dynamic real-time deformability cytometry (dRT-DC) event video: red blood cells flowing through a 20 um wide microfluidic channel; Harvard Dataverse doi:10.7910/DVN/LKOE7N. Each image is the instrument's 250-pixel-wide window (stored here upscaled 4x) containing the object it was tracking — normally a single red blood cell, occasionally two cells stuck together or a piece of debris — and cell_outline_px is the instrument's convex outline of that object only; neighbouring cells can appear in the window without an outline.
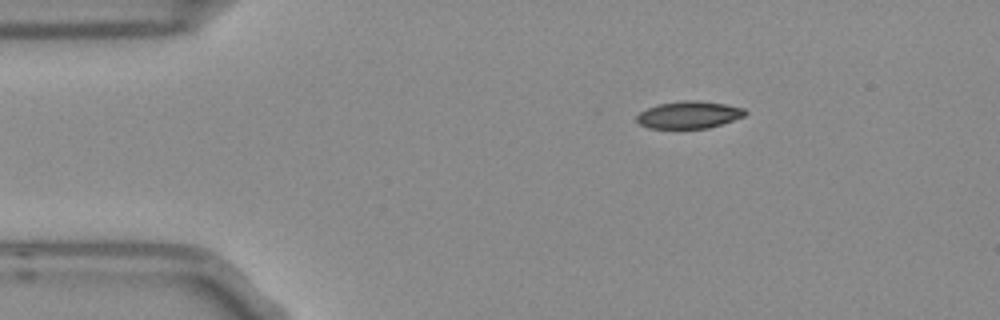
{"species": "Egyptian fruit bat (a non-hibernating species)", "species_latin": "Rousettus aegyptiacus", "temperature_condition": "room temperature", "stored_images_in_passage": 3, "segment_of_instrument_passage": [1, 2], "camera_frame_rate_fps": 3000, "um_per_image_px": 0.085, "frame": {"image": 1, "passage_image": 1, "time_ms": 0.0, "image_size_px": [1000, 320], "cell_outline_px": [[748, 112], [744, 116], [708, 128], [648, 128], [640, 124], [636, 120], [636, 116], [640, 112], [656, 104], [684, 100], [696, 100], [724, 104], [744, 108]], "centroid_in_image_um": [58.54, 9.75], "position_along_channel_um": 26.5, "area_um2": 17.11}}